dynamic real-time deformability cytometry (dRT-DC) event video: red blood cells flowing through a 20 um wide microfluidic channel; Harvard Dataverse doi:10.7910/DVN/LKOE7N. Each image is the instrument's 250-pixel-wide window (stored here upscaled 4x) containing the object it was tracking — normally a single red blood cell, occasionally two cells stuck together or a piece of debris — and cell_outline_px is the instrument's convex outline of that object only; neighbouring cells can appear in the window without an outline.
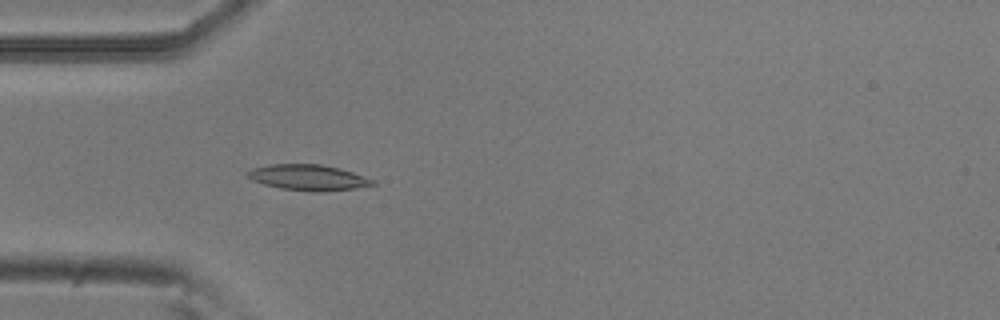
{"species": "common noctule bat (a hibernating species)", "species_latin": "Nyctalus noctula", "temperature_condition": "room temperature", "stored_images_in_passage": 53, "camera_frame_rate_fps": 3000, "um_per_image_px": 0.085, "animal": {"sex": "male", "body_mass_g": 20.5, "forearm_length_mm": 52.5}, "frame": {"image": 1, "passage_image": 16, "time_ms": 5.0, "image_size_px": [1000, 320], "cell_outline_px": [[376, 184], [356, 188], [324, 192], [308, 192], [280, 188], [264, 184], [252, 180], [244, 172], [252, 168], [268, 164], [320, 164], [340, 168], [376, 180]], "centroid_in_image_um": [26.2, 15.09], "position_along_channel_um": 58.8, "area_um2": 19.02}}
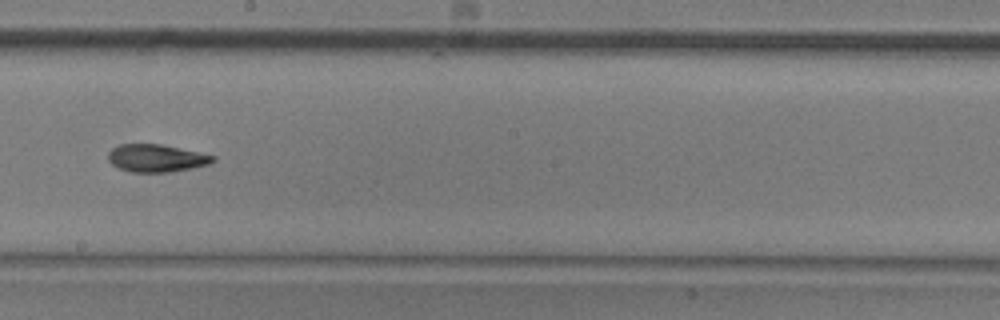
{"frame": {"image": 2, "passage_image": 30, "time_ms": 9.667, "image_size_px": [1000, 320], "cell_outline_px": [[216, 160], [208, 164], [192, 168], [168, 172], [128, 172], [116, 168], [108, 160], [108, 152], [112, 148], [120, 144], [160, 144], [216, 156]], "centroid_in_image_um": [13.25, 13.45], "position_along_channel_um": 235.0, "area_um2": 16.88}}
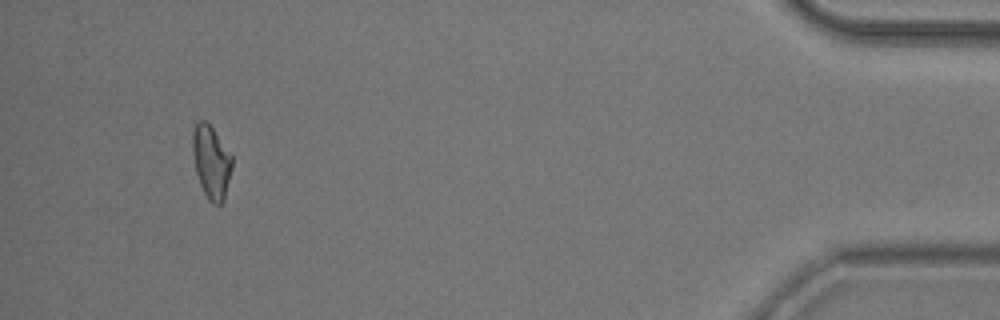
{"frame": {"image": 3, "passage_image": 50, "time_ms": 16.333, "image_size_px": [1000, 320], "cell_outline_px": [[232, 168], [224, 200], [220, 204], [212, 204], [208, 200], [200, 184], [196, 172], [192, 152], [192, 132], [196, 124], [200, 120], [204, 120], [212, 128], [232, 156]], "centroid_in_image_um": [17.95, 13.79], "position_along_channel_um": 417.3, "area_um2": 16.65}, "authors_computed_cell_mechanics": {"area_um2": 17.2822, "velocity_mm_per_s": 3.805, "shape_relaxation_time_tau1_ms": 4.4563, "shape_relaxation_time_tau2_ms": 5.5176, "deformation_change_tau1": 0.1342, "deformation_change_tau2": 0.1275}}